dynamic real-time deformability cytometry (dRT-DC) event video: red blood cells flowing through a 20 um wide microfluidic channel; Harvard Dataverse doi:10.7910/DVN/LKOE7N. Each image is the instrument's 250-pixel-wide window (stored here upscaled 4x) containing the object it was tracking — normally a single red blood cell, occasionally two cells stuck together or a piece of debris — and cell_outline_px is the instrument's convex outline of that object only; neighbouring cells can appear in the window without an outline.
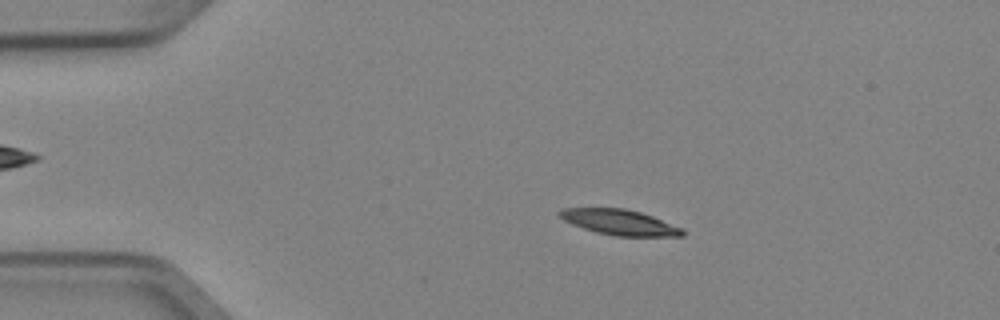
{"species": "Egyptian fruit bat (a non-hibernating species)", "species_latin": "Rousettus aegyptiacus", "temperature_condition": "cold", "stored_images_in_passage": 4, "camera_frame_rate_fps": 3000, "um_per_image_px": 0.085, "animal": {"sex": "female"}, "frame": {"image": 1, "passage_image": 2, "time_ms": 0.333, "image_size_px": [1000, 320], "cell_outline_px": [[684, 236], [616, 236], [596, 232], [572, 224], [564, 220], [556, 212], [564, 208], [624, 208], [640, 212], [652, 216], [684, 228]], "centroid_in_image_um": [52.68, 18.89], "position_along_channel_um": 32.3, "area_um2": 18.15}}
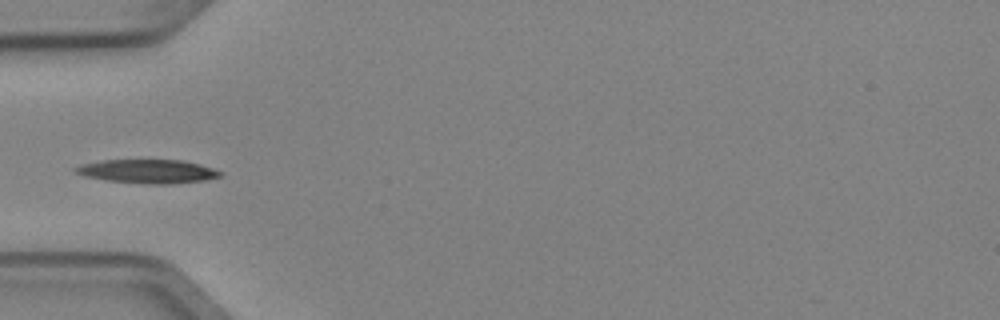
{"frame": {"image": 2, "passage_image": 4, "time_ms": 1.0, "image_size_px": [1000, 320], "cell_outline_px": [[224, 172], [220, 176], [204, 180], [172, 184], [148, 184], [108, 180], [84, 176], [72, 172], [72, 168], [80, 164], [104, 160], [184, 160], [200, 164]], "centroid_in_image_um": [12.53, 14.56], "position_along_channel_um": 72.5, "area_um2": 20.11}}